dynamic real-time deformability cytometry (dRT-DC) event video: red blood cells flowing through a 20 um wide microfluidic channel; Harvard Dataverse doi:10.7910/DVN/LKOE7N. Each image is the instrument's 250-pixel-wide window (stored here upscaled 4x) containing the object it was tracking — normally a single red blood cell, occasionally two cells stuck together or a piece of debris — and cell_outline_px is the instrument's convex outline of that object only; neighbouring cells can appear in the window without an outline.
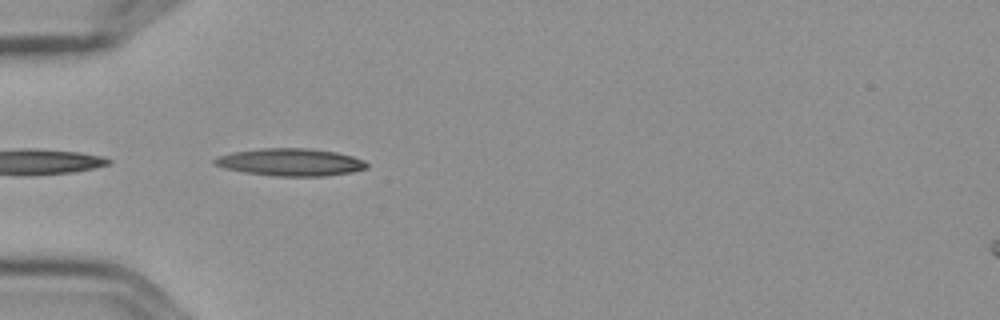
{"species": "Egyptian fruit bat (a non-hibernating species)", "species_latin": "Rousettus aegyptiacus", "temperature_condition": "cold", "stored_images_in_passage": 5, "camera_frame_rate_fps": 3000, "um_per_image_px": 0.085, "frame": {"image": 1, "passage_image": 3, "time_ms": 0.667, "image_size_px": [1000, 320], "cell_outline_px": [[368, 168], [352, 172], [324, 176], [272, 176], [244, 172], [224, 168], [212, 164], [212, 160], [220, 156], [232, 152], [260, 148], [304, 148], [336, 152], [352, 156], [364, 160], [368, 164]], "centroid_in_image_um": [24.68, 13.79], "position_along_channel_um": 60.3, "area_um2": 24.39}}
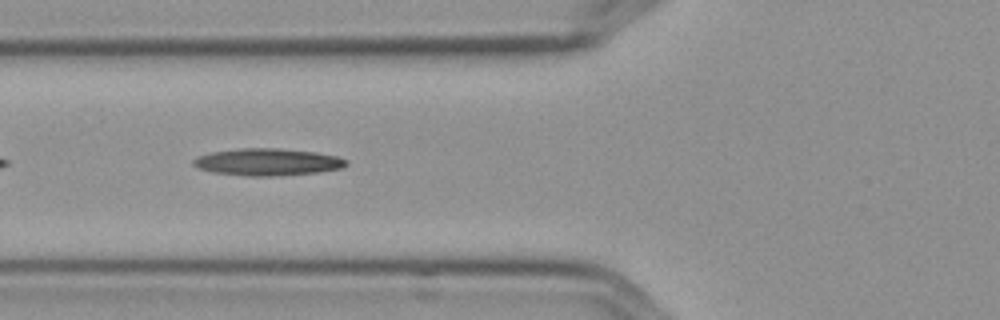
{"frame": {"image": 2, "passage_image": 4, "time_ms": 1.0, "image_size_px": [1000, 320], "cell_outline_px": [[348, 164], [340, 168], [320, 172], [272, 176], [248, 176], [212, 172], [200, 168], [192, 164], [192, 160], [196, 156], [212, 152], [240, 148], [276, 148], [316, 152], [336, 156], [348, 160]], "centroid_in_image_um": [22.73, 13.77], "position_along_channel_um": 103.1, "area_um2": 24.1}}
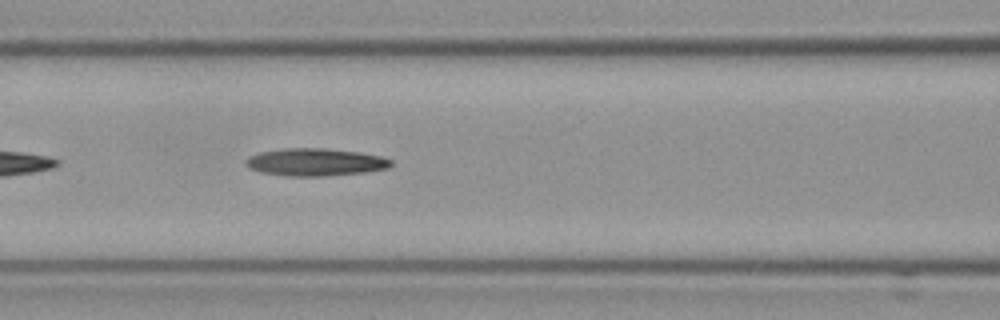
{"frame": {"image": 3, "passage_image": 5, "time_ms": 1.333, "image_size_px": [1000, 320], "cell_outline_px": [[392, 164], [388, 168], [364, 172], [324, 176], [288, 176], [260, 172], [248, 168], [244, 164], [244, 160], [260, 152], [280, 148], [324, 148], [360, 152], [380, 156], [392, 160]], "centroid_in_image_um": [26.77, 13.78], "position_along_channel_um": 139.8, "area_um2": 23.35}}